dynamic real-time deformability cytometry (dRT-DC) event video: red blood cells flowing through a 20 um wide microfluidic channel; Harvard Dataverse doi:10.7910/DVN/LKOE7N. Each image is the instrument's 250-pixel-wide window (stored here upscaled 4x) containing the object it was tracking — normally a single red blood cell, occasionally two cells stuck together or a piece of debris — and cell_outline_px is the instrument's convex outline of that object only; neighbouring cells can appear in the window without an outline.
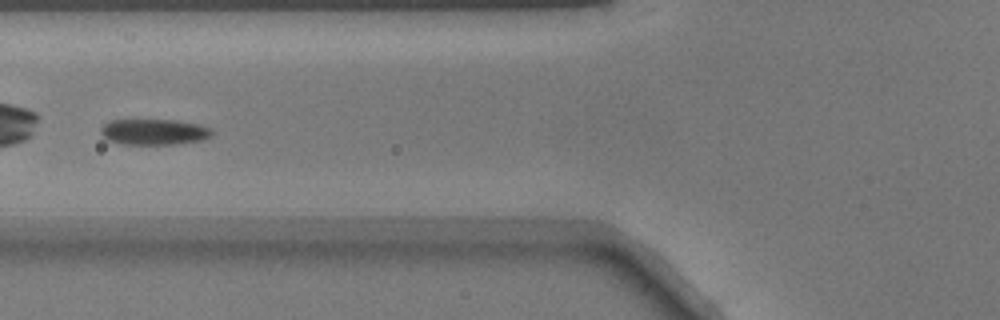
{"species": "common noctule bat (a hibernating species)", "species_latin": "Nyctalus noctula", "temperature_condition": "warm", "stored_images_in_passage": 42, "camera_frame_rate_fps": 3000, "um_per_image_px": 0.085, "animal": {"sex": "male", "body_mass_g": 17.9}, "frame": {"image": 1, "passage_image": 12, "time_ms": 3.667, "image_size_px": [1000, 320], "cell_outline_px": [[212, 136], [200, 140], [172, 144], [120, 144], [108, 140], [100, 132], [100, 128], [108, 120], [176, 120], [200, 124], [212, 128]], "centroid_in_image_um": [13.08, 11.2], "position_along_channel_um": 112.7, "area_um2": 16.76}}
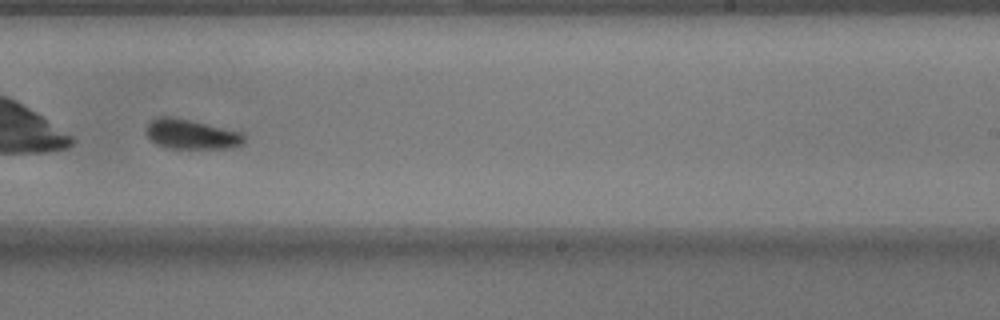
{"frame": {"image": 2, "passage_image": 24, "time_ms": 7.667, "image_size_px": [1000, 320], "cell_outline_px": [[244, 144], [232, 148], [168, 148], [156, 144], [148, 136], [148, 124], [152, 120], [160, 116], [172, 116], [244, 132]], "centroid_in_image_um": [16.32, 11.41], "position_along_channel_um": 272.7, "area_um2": 16.94}}
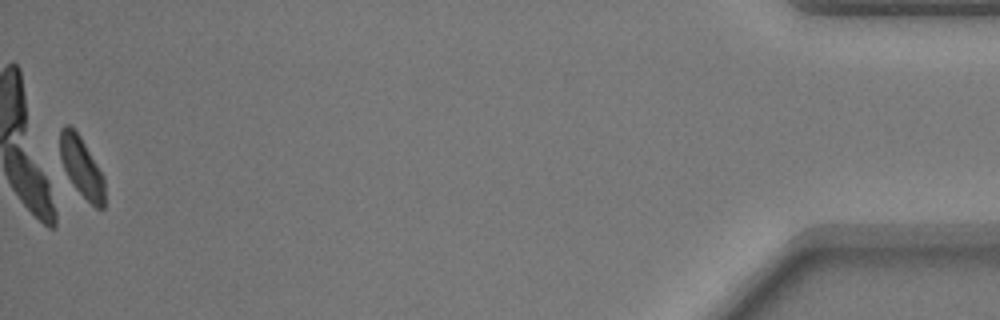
{"frame": {"image": 3, "passage_image": 42, "time_ms": 13.667, "image_size_px": [1000, 320], "cell_outline_px": [[104, 208], [96, 208], [64, 176], [60, 156], [60, 128], [64, 124], [68, 124], [80, 136], [104, 176]], "centroid_in_image_um": [6.9, 14.19], "position_along_channel_um": 428.3, "area_um2": 15.66}}